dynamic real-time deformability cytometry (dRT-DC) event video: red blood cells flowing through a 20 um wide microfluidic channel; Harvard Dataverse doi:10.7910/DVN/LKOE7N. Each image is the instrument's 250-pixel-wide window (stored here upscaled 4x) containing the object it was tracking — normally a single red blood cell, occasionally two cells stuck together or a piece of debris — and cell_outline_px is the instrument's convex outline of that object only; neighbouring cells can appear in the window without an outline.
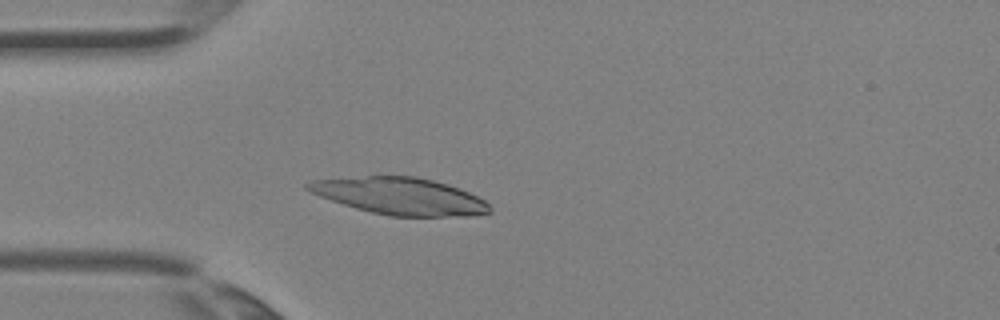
{"species": "Egyptian fruit bat (a non-hibernating species)", "species_latin": "Rousettus aegyptiacus", "temperature_condition": "room temperature", "stored_images_in_passage": 3, "camera_frame_rate_fps": 3000, "um_per_image_px": 0.085, "animal": {"sex": "female"}, "frame": {"image": 1, "passage_image": 3, "time_ms": 0.667, "image_size_px": [1000, 320], "cell_outline_px": [[492, 212], [472, 216], [388, 216], [356, 208], [320, 196], [304, 188], [304, 184], [312, 180], [368, 176], [416, 176], [448, 184], [460, 188], [484, 200], [492, 208]], "centroid_in_image_um": [34.03, 16.67], "position_along_channel_um": 51.0, "area_um2": 39.02}}